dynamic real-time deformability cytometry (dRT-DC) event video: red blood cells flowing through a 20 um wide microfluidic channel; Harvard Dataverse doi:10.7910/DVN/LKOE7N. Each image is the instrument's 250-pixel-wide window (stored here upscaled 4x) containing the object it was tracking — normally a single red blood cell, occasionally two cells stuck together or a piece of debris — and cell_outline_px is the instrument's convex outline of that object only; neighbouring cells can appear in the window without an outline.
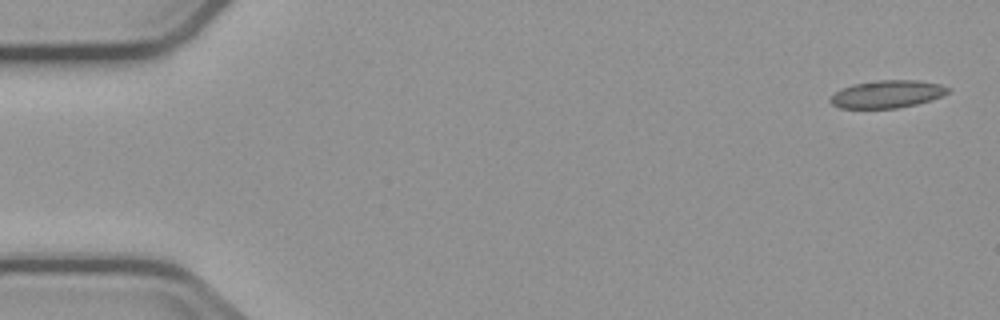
{"species": "common noctule bat (a hibernating species)", "species_latin": "Nyctalus noctula", "temperature_condition": "cold", "stored_images_in_passage": 5, "camera_frame_rate_fps": 3000, "um_per_image_px": 0.085, "animal": {"sex": "male", "body_mass_g": 23.1, "forearm_length_mm": 52.7}, "frame": {"image": 1, "passage_image": 1, "time_ms": 0.0, "image_size_px": [1000, 320], "cell_outline_px": [[952, 88], [948, 92], [932, 100], [916, 104], [896, 108], [840, 108], [832, 104], [828, 100], [836, 92], [852, 84], [876, 80], [916, 80], [940, 84]], "centroid_in_image_um": [75.42, 7.99], "position_along_channel_um": 9.6, "area_um2": 18.84}}